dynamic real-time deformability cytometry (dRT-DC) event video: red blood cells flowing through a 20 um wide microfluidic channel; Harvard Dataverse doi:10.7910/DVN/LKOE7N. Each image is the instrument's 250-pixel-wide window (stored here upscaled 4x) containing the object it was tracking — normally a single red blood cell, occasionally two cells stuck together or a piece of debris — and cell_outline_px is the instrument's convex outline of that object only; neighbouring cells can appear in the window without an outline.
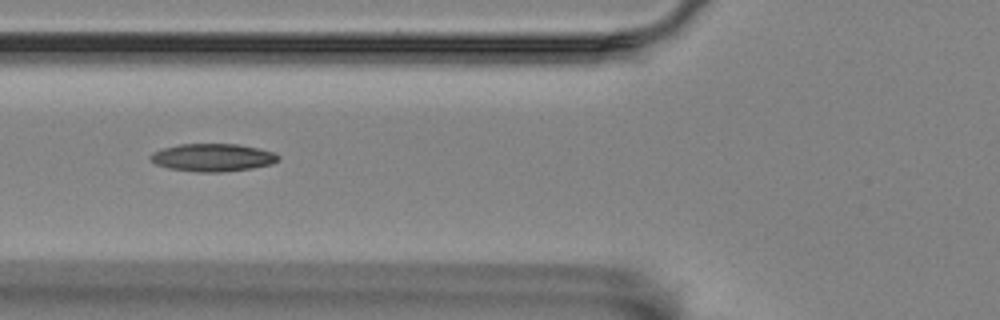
{"species": "Egyptian fruit bat (a non-hibernating species)", "species_latin": "Rousettus aegyptiacus", "temperature_condition": "room temperature", "stored_images_in_passage": 13, "camera_frame_rate_fps": 3000, "um_per_image_px": 0.085, "animal": {"sex": "female"}, "frame": {"image": 1, "passage_image": 6, "time_ms": 1.667, "image_size_px": [1000, 320], "cell_outline_px": [[280, 160], [272, 164], [252, 168], [224, 172], [196, 172], [168, 168], [156, 164], [148, 156], [152, 152], [164, 148], [180, 144], [236, 144], [260, 148], [272, 152], [280, 156]], "centroid_in_image_um": [18.1, 13.39], "position_along_channel_um": 107.7, "area_um2": 20.75}}
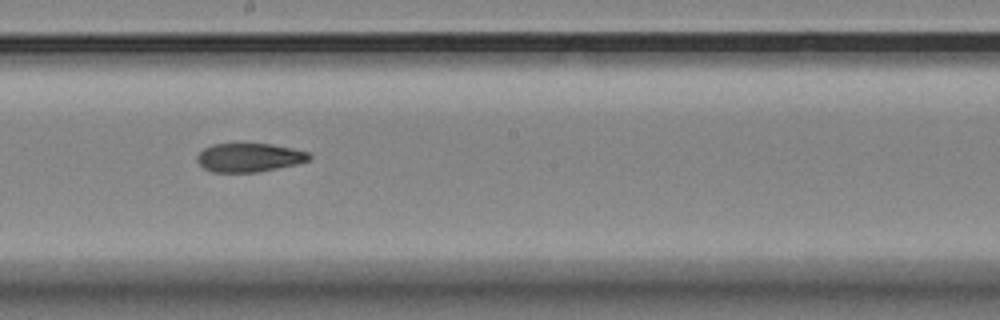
{"frame": {"image": 2, "passage_image": 9, "time_ms": 2.667, "image_size_px": [1000, 320], "cell_outline_px": [[312, 156], [308, 160], [296, 164], [260, 172], [212, 172], [204, 168], [196, 160], [196, 156], [204, 148], [212, 144], [272, 144], [312, 152]], "centroid_in_image_um": [21.2, 13.39], "position_along_channel_um": 227.0, "area_um2": 18.84}}
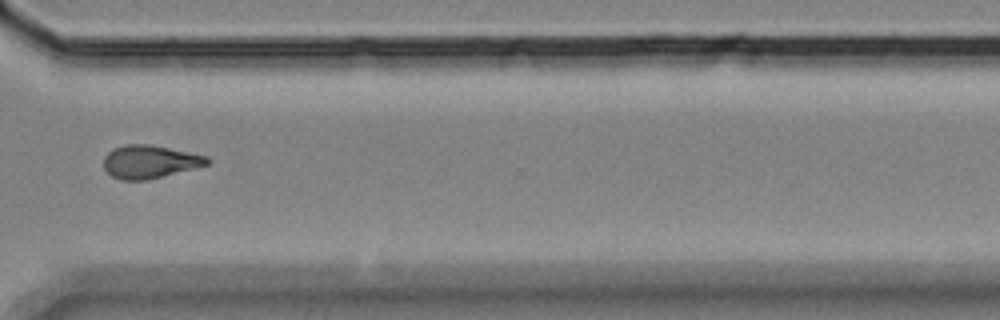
{"frame": {"image": 3, "passage_image": 12, "time_ms": 3.667, "image_size_px": [1000, 320], "cell_outline_px": [[212, 160], [208, 164], [148, 180], [120, 180], [112, 176], [104, 168], [104, 156], [112, 148], [124, 144], [148, 144], [208, 156]], "centroid_in_image_um": [12.7, 13.74], "position_along_channel_um": 357.9, "area_um2": 19.88}}